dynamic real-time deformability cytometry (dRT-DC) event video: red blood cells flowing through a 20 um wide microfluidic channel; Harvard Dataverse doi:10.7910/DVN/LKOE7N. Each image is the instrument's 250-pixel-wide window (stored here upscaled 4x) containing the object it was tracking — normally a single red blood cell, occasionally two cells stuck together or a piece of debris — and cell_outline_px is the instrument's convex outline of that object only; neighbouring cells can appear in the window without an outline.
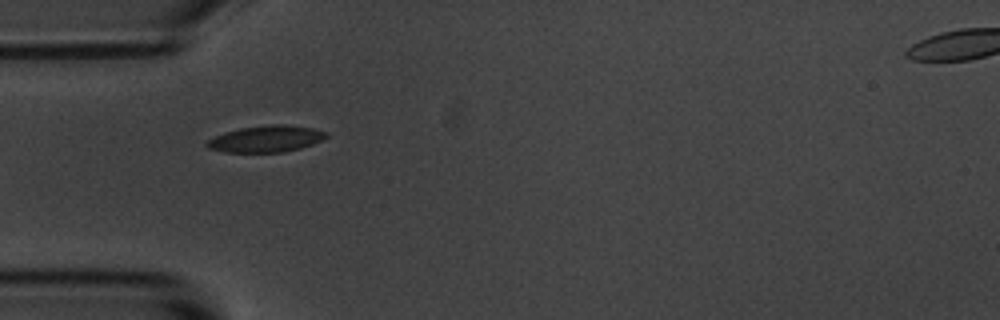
{"species": "common noctule bat (a hibernating species)", "species_latin": "Nyctalus noctula", "temperature_condition": "room temperature", "stored_images_in_passage": 2, "camera_frame_rate_fps": 3000, "um_per_image_px": 0.085, "animal": {"sex": "male", "body_mass_g": 20.1, "forearm_length_mm": 53.5}, "frame": {"image": 1, "passage_image": 1, "time_ms": 0.0, "image_size_px": [1000, 320], "cell_outline_px": [[328, 136], [312, 144], [300, 148], [284, 152], [224, 152], [208, 148], [204, 144], [208, 140], [224, 132], [240, 128], [272, 124], [284, 124], [312, 128], [328, 132]], "centroid_in_image_um": [22.61, 11.8], "position_along_channel_um": 62.4, "area_um2": 18.38}}